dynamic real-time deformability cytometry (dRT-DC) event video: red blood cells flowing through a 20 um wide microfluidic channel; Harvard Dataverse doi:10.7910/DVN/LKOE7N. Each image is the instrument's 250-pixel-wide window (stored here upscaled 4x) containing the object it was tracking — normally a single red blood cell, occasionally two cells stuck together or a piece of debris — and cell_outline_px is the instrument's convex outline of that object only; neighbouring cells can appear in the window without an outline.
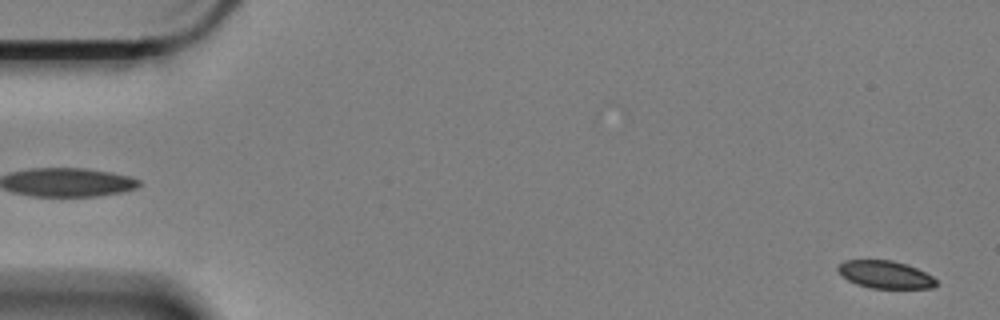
{"species": "Egyptian fruit bat (a non-hibernating species)", "species_latin": "Rousettus aegyptiacus", "temperature_condition": "cold", "stored_images_in_passage": 61, "camera_frame_rate_fps": 3000, "um_per_image_px": 0.085, "animal": {"sex": "female"}, "frame": {"image": 1, "passage_image": 2, "time_ms": 0.333, "image_size_px": [1000, 320], "cell_outline_px": [[940, 284], [932, 288], [872, 288], [856, 284], [848, 280], [836, 268], [844, 260], [892, 260], [916, 268], [932, 276]], "centroid_in_image_um": [75.27, 23.34], "position_along_channel_um": 9.7, "area_um2": 15.66}}
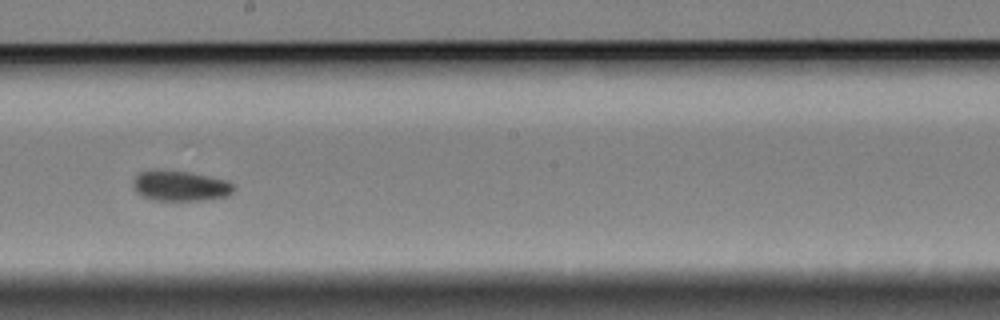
{"frame": {"image": 2, "passage_image": 34, "time_ms": 11.0, "image_size_px": [1000, 320], "cell_outline_px": [[236, 188], [228, 196], [204, 200], [152, 200], [140, 196], [132, 188], [132, 180], [140, 172], [156, 168], [188, 172], [224, 180], [232, 184]], "centroid_in_image_um": [15.24, 15.79], "position_along_channel_um": 233.0, "area_um2": 18.03}}
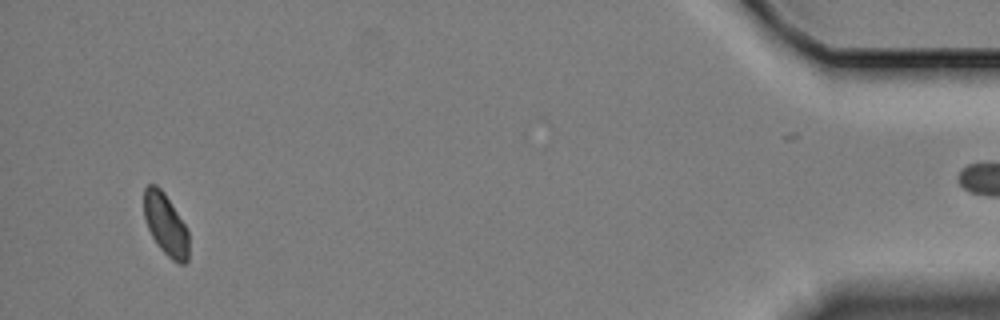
{"frame": {"image": 3, "passage_image": 58, "time_ms": 19.0, "image_size_px": [1000, 320], "cell_outline_px": [[188, 260], [184, 264], [176, 264], [156, 244], [148, 228], [144, 216], [144, 188], [148, 184], [156, 184], [164, 192], [184, 224], [188, 232]], "centroid_in_image_um": [14.07, 19.09], "position_along_channel_um": 421.1, "area_um2": 16.07}, "authors_computed_cell_mechanics": {"area_um2": 17.4556, "velocity_mm_per_s": 3.2989, "shape_relaxation_time_tau1_ms": 5.3576, "shape_relaxation_time_tau2_ms": 5.4731, "deformation_change_tau1": 0.0805, "deformation_change_tau2": 0.0594}}